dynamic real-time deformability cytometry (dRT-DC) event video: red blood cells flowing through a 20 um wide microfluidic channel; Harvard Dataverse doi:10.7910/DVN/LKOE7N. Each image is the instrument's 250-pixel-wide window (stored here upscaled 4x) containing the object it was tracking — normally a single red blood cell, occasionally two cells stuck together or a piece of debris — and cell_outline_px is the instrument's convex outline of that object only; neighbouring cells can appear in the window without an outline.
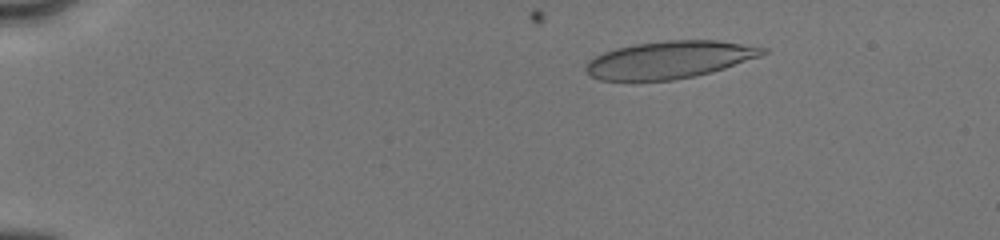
{"species": "human", "species_latin": "Homo sapiens", "temperature_condition": "cold", "stored_images_in_passage": 9, "camera_frame_rate_fps": 3000, "um_per_image_px": 0.085, "donor": {"sex": "male"}, "frame": {"image": 1, "passage_image": 4, "time_ms": 2.667, "image_size_px": [1000, 240], "cell_outline_px": [[768, 52], [760, 56], [712, 72], [672, 80], [600, 80], [592, 76], [584, 68], [588, 60], [604, 52], [616, 48], [636, 44], [668, 40], [716, 40], [768, 48]], "centroid_in_image_um": [56.91, 5.07], "position_along_channel_um": 28.1, "area_um2": 38.15}}
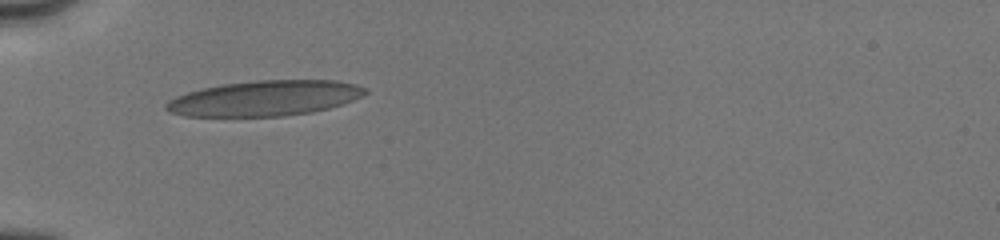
{"frame": {"image": 2, "passage_image": 8, "time_ms": 5.667, "image_size_px": [1000, 240], "cell_outline_px": [[368, 92], [364, 96], [344, 104], [312, 112], [284, 116], [184, 116], [168, 112], [164, 108], [164, 104], [168, 100], [176, 96], [188, 92], [204, 88], [224, 84], [256, 80], [336, 80], [356, 84], [368, 88]], "centroid_in_image_um": [22.54, 8.35], "position_along_channel_um": 62.5, "area_um2": 41.27}}
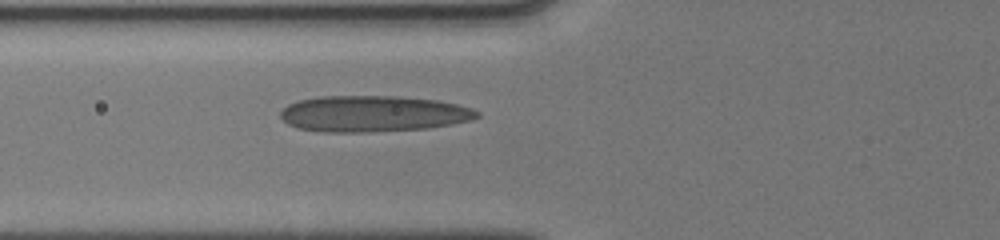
{"frame": {"image": 3, "passage_image": 9, "time_ms": 6.667, "image_size_px": [1000, 240], "cell_outline_px": [[480, 116], [472, 120], [452, 124], [428, 128], [364, 132], [324, 132], [296, 128], [288, 124], [280, 116], [280, 112], [288, 104], [300, 100], [320, 96], [396, 96], [436, 100], [456, 104], [472, 108], [480, 112]], "centroid_in_image_um": [31.72, 9.67], "position_along_channel_um": 94.1, "area_um2": 41.44}}